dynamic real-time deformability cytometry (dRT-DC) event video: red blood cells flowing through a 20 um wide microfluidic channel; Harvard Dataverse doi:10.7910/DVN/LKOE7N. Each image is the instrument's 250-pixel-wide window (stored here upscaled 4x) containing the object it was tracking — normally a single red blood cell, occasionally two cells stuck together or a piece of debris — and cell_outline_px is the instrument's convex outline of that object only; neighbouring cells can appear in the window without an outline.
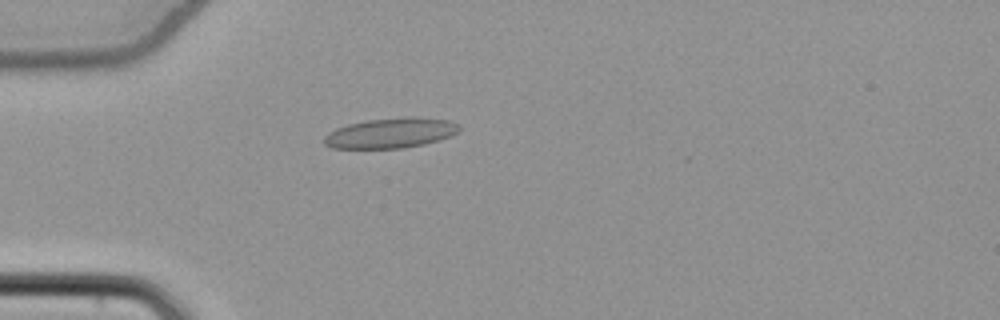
{"species": "common noctule bat (a hibernating species)", "species_latin": "Nyctalus noctula", "temperature_condition": "cold", "stored_images_in_passage": 54, "camera_frame_rate_fps": 3000, "um_per_image_px": 0.085, "animal": {"sex": "female", "body_mass_g": 22.7, "forearm_length_mm": 54.2}, "frame": {"image": 1, "passage_image": 16, "time_ms": 5.0, "image_size_px": [1000, 320], "cell_outline_px": [[460, 128], [456, 132], [440, 140], [424, 144], [404, 148], [332, 148], [324, 144], [324, 136], [328, 132], [336, 128], [348, 124], [368, 120], [404, 116], [412, 116], [448, 120], [460, 124]], "centroid_in_image_um": [33.2, 11.3], "position_along_channel_um": 51.8, "area_um2": 23.81}}
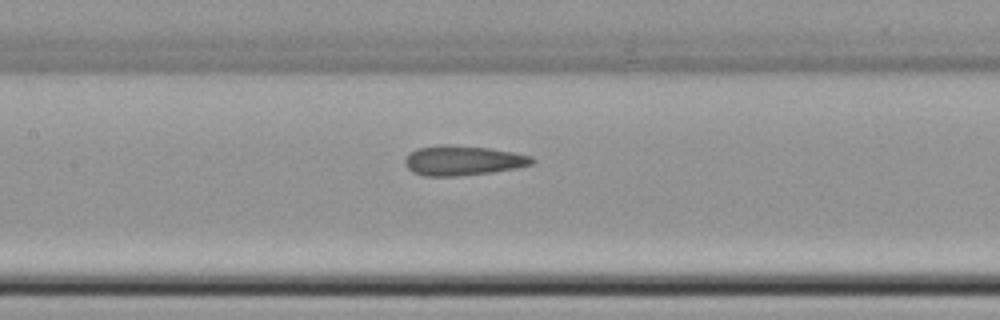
{"frame": {"image": 2, "passage_image": 26, "time_ms": 8.333, "image_size_px": [1000, 320], "cell_outline_px": [[536, 160], [532, 164], [516, 168], [492, 172], [456, 176], [424, 176], [412, 172], [404, 164], [404, 160], [412, 152], [420, 148], [440, 144], [448, 144], [488, 148], [512, 152], [532, 156]], "centroid_in_image_um": [39.35, 13.64], "position_along_channel_um": 168.1, "area_um2": 21.96}}
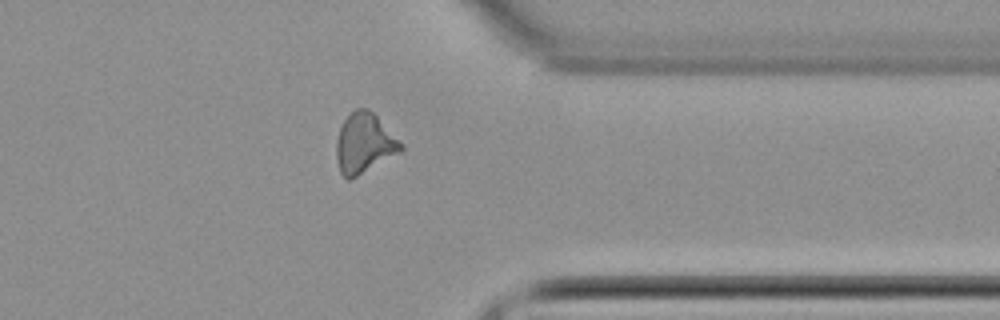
{"frame": {"image": 3, "passage_image": 43, "time_ms": 14.0, "image_size_px": [1000, 320], "cell_outline_px": [[404, 148], [400, 152], [352, 180], [348, 180], [340, 172], [336, 156], [336, 140], [340, 128], [344, 120], [356, 108], [368, 108], [404, 144]], "centroid_in_image_um": [30.96, 12.21], "position_along_channel_um": 380.4, "area_um2": 22.54}, "authors_computed_cell_mechanics": {"area_um2": 22.4842, "velocity_mm_per_s": 3.8629, "shape_relaxation_time_tau1_ms": null, "shape_relaxation_time_tau2_ms": 2.4786, "deformation_change_tau1": null, "deformation_change_tau2": 0.1191}}